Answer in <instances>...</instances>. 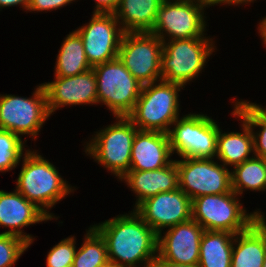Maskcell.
I'll use <instances>...</instances> for the list:
<instances>
[{"label":"cell","mask_w":266,"mask_h":267,"mask_svg":"<svg viewBox=\"0 0 266 267\" xmlns=\"http://www.w3.org/2000/svg\"><path fill=\"white\" fill-rule=\"evenodd\" d=\"M93 227L105 240L109 261L127 267L152 266L158 234L134 210Z\"/></svg>","instance_id":"6da1fadb"},{"label":"cell","mask_w":266,"mask_h":267,"mask_svg":"<svg viewBox=\"0 0 266 267\" xmlns=\"http://www.w3.org/2000/svg\"><path fill=\"white\" fill-rule=\"evenodd\" d=\"M23 164L17 178L16 190L33 202L51 220L58 219L47 209L74 191L49 160L37 152L25 150Z\"/></svg>","instance_id":"7a4b0ae2"},{"label":"cell","mask_w":266,"mask_h":267,"mask_svg":"<svg viewBox=\"0 0 266 267\" xmlns=\"http://www.w3.org/2000/svg\"><path fill=\"white\" fill-rule=\"evenodd\" d=\"M181 88L185 86L163 80L143 85L135 107L127 117L138 130L168 133L179 118L178 92Z\"/></svg>","instance_id":"3957f363"},{"label":"cell","mask_w":266,"mask_h":267,"mask_svg":"<svg viewBox=\"0 0 266 267\" xmlns=\"http://www.w3.org/2000/svg\"><path fill=\"white\" fill-rule=\"evenodd\" d=\"M232 190L223 194L202 195L192 200V219L204 230L237 234L247 230L261 212L247 213Z\"/></svg>","instance_id":"277c9868"},{"label":"cell","mask_w":266,"mask_h":267,"mask_svg":"<svg viewBox=\"0 0 266 267\" xmlns=\"http://www.w3.org/2000/svg\"><path fill=\"white\" fill-rule=\"evenodd\" d=\"M115 118L117 122L96 132L87 142L85 153L120 180L130 170L131 149L138 129L128 117Z\"/></svg>","instance_id":"5b68a950"},{"label":"cell","mask_w":266,"mask_h":267,"mask_svg":"<svg viewBox=\"0 0 266 267\" xmlns=\"http://www.w3.org/2000/svg\"><path fill=\"white\" fill-rule=\"evenodd\" d=\"M213 39L198 37L163 42L161 80L182 86L198 77L215 50Z\"/></svg>","instance_id":"8992f818"},{"label":"cell","mask_w":266,"mask_h":267,"mask_svg":"<svg viewBox=\"0 0 266 267\" xmlns=\"http://www.w3.org/2000/svg\"><path fill=\"white\" fill-rule=\"evenodd\" d=\"M93 68L97 82L98 103H103L115 117H127L134 109L143 85L117 57Z\"/></svg>","instance_id":"52a82bcc"},{"label":"cell","mask_w":266,"mask_h":267,"mask_svg":"<svg viewBox=\"0 0 266 267\" xmlns=\"http://www.w3.org/2000/svg\"><path fill=\"white\" fill-rule=\"evenodd\" d=\"M206 114H188L178 118L169 129L168 138L172 154L181 158L216 157L219 126Z\"/></svg>","instance_id":"ba28073f"},{"label":"cell","mask_w":266,"mask_h":267,"mask_svg":"<svg viewBox=\"0 0 266 267\" xmlns=\"http://www.w3.org/2000/svg\"><path fill=\"white\" fill-rule=\"evenodd\" d=\"M30 98L15 95H0V129L16 135H37L50 117L47 95L42 84L38 85Z\"/></svg>","instance_id":"9c48e42d"},{"label":"cell","mask_w":266,"mask_h":267,"mask_svg":"<svg viewBox=\"0 0 266 267\" xmlns=\"http://www.w3.org/2000/svg\"><path fill=\"white\" fill-rule=\"evenodd\" d=\"M163 42L150 32L124 33L118 58L125 68L142 84L161 80Z\"/></svg>","instance_id":"30bf717a"},{"label":"cell","mask_w":266,"mask_h":267,"mask_svg":"<svg viewBox=\"0 0 266 267\" xmlns=\"http://www.w3.org/2000/svg\"><path fill=\"white\" fill-rule=\"evenodd\" d=\"M204 9L200 1H163L150 33L162 42L166 34L168 40L205 37Z\"/></svg>","instance_id":"8fae6325"},{"label":"cell","mask_w":266,"mask_h":267,"mask_svg":"<svg viewBox=\"0 0 266 267\" xmlns=\"http://www.w3.org/2000/svg\"><path fill=\"white\" fill-rule=\"evenodd\" d=\"M179 188L191 199L232 191L231 172L212 158L176 160Z\"/></svg>","instance_id":"7c38bea8"},{"label":"cell","mask_w":266,"mask_h":267,"mask_svg":"<svg viewBox=\"0 0 266 267\" xmlns=\"http://www.w3.org/2000/svg\"><path fill=\"white\" fill-rule=\"evenodd\" d=\"M76 31L82 38L91 67L118 57L124 31L114 14L93 13L89 23Z\"/></svg>","instance_id":"4fadbf2b"},{"label":"cell","mask_w":266,"mask_h":267,"mask_svg":"<svg viewBox=\"0 0 266 267\" xmlns=\"http://www.w3.org/2000/svg\"><path fill=\"white\" fill-rule=\"evenodd\" d=\"M157 234L192 219V200L180 189L161 192L133 209Z\"/></svg>","instance_id":"5bb4252c"},{"label":"cell","mask_w":266,"mask_h":267,"mask_svg":"<svg viewBox=\"0 0 266 267\" xmlns=\"http://www.w3.org/2000/svg\"><path fill=\"white\" fill-rule=\"evenodd\" d=\"M47 106L50 115L67 105L98 104L97 82L93 68L71 77H57L45 82Z\"/></svg>","instance_id":"9a60e30c"},{"label":"cell","mask_w":266,"mask_h":267,"mask_svg":"<svg viewBox=\"0 0 266 267\" xmlns=\"http://www.w3.org/2000/svg\"><path fill=\"white\" fill-rule=\"evenodd\" d=\"M204 231L193 219L169 227L164 236L158 234L157 254L172 263L198 264L200 240Z\"/></svg>","instance_id":"2e32d148"},{"label":"cell","mask_w":266,"mask_h":267,"mask_svg":"<svg viewBox=\"0 0 266 267\" xmlns=\"http://www.w3.org/2000/svg\"><path fill=\"white\" fill-rule=\"evenodd\" d=\"M48 220L51 219L16 189L13 192L0 190V226L10 228L3 234L18 236L31 246L34 239L22 232V228Z\"/></svg>","instance_id":"e0dca14e"},{"label":"cell","mask_w":266,"mask_h":267,"mask_svg":"<svg viewBox=\"0 0 266 267\" xmlns=\"http://www.w3.org/2000/svg\"><path fill=\"white\" fill-rule=\"evenodd\" d=\"M172 150L167 133L138 130L131 149V167L134 171L157 170L171 164Z\"/></svg>","instance_id":"ac0fdd59"},{"label":"cell","mask_w":266,"mask_h":267,"mask_svg":"<svg viewBox=\"0 0 266 267\" xmlns=\"http://www.w3.org/2000/svg\"><path fill=\"white\" fill-rule=\"evenodd\" d=\"M136 194L135 208L144 200L161 192H170L179 188L176 160L171 164L147 171L129 170L121 179Z\"/></svg>","instance_id":"d6986e66"},{"label":"cell","mask_w":266,"mask_h":267,"mask_svg":"<svg viewBox=\"0 0 266 267\" xmlns=\"http://www.w3.org/2000/svg\"><path fill=\"white\" fill-rule=\"evenodd\" d=\"M265 219L261 214L247 230L235 234L231 267H263L266 255Z\"/></svg>","instance_id":"ffe728a7"},{"label":"cell","mask_w":266,"mask_h":267,"mask_svg":"<svg viewBox=\"0 0 266 267\" xmlns=\"http://www.w3.org/2000/svg\"><path fill=\"white\" fill-rule=\"evenodd\" d=\"M162 2L163 0H120L113 14L124 33L151 32Z\"/></svg>","instance_id":"44dd1931"},{"label":"cell","mask_w":266,"mask_h":267,"mask_svg":"<svg viewBox=\"0 0 266 267\" xmlns=\"http://www.w3.org/2000/svg\"><path fill=\"white\" fill-rule=\"evenodd\" d=\"M235 234L205 230L200 240V267H231Z\"/></svg>","instance_id":"7402d4cb"},{"label":"cell","mask_w":266,"mask_h":267,"mask_svg":"<svg viewBox=\"0 0 266 267\" xmlns=\"http://www.w3.org/2000/svg\"><path fill=\"white\" fill-rule=\"evenodd\" d=\"M241 122L243 133H222V130L219 128L216 158L226 167L228 165L235 167L252 158L249 157L250 153L254 152L251 128L244 120L241 119Z\"/></svg>","instance_id":"603a6c76"},{"label":"cell","mask_w":266,"mask_h":267,"mask_svg":"<svg viewBox=\"0 0 266 267\" xmlns=\"http://www.w3.org/2000/svg\"><path fill=\"white\" fill-rule=\"evenodd\" d=\"M58 53L54 76L71 77L92 68L87 61L82 38L76 29L67 35Z\"/></svg>","instance_id":"cb8c5ba5"},{"label":"cell","mask_w":266,"mask_h":267,"mask_svg":"<svg viewBox=\"0 0 266 267\" xmlns=\"http://www.w3.org/2000/svg\"><path fill=\"white\" fill-rule=\"evenodd\" d=\"M231 187L238 196L246 189L265 191L266 159L252 155V158L235 166L231 171Z\"/></svg>","instance_id":"d4e9b609"},{"label":"cell","mask_w":266,"mask_h":267,"mask_svg":"<svg viewBox=\"0 0 266 267\" xmlns=\"http://www.w3.org/2000/svg\"><path fill=\"white\" fill-rule=\"evenodd\" d=\"M232 115L244 120L251 128L253 136V154L266 159V108L250 101L235 99ZM261 128L255 133L254 128Z\"/></svg>","instance_id":"484cf974"},{"label":"cell","mask_w":266,"mask_h":267,"mask_svg":"<svg viewBox=\"0 0 266 267\" xmlns=\"http://www.w3.org/2000/svg\"><path fill=\"white\" fill-rule=\"evenodd\" d=\"M86 232L83 244L76 251L72 267H102L108 261L105 240L93 226Z\"/></svg>","instance_id":"4316f807"},{"label":"cell","mask_w":266,"mask_h":267,"mask_svg":"<svg viewBox=\"0 0 266 267\" xmlns=\"http://www.w3.org/2000/svg\"><path fill=\"white\" fill-rule=\"evenodd\" d=\"M24 142L21 136L11 131L0 129V172L16 168L23 157Z\"/></svg>","instance_id":"83f0119b"},{"label":"cell","mask_w":266,"mask_h":267,"mask_svg":"<svg viewBox=\"0 0 266 267\" xmlns=\"http://www.w3.org/2000/svg\"><path fill=\"white\" fill-rule=\"evenodd\" d=\"M29 246L18 236L0 233V267H12Z\"/></svg>","instance_id":"f1b7e54d"},{"label":"cell","mask_w":266,"mask_h":267,"mask_svg":"<svg viewBox=\"0 0 266 267\" xmlns=\"http://www.w3.org/2000/svg\"><path fill=\"white\" fill-rule=\"evenodd\" d=\"M75 237H67L53 246L47 254V267H72L76 254Z\"/></svg>","instance_id":"f546056e"},{"label":"cell","mask_w":266,"mask_h":267,"mask_svg":"<svg viewBox=\"0 0 266 267\" xmlns=\"http://www.w3.org/2000/svg\"><path fill=\"white\" fill-rule=\"evenodd\" d=\"M75 0H30L28 11H50L56 10Z\"/></svg>","instance_id":"4dcf8cb0"},{"label":"cell","mask_w":266,"mask_h":267,"mask_svg":"<svg viewBox=\"0 0 266 267\" xmlns=\"http://www.w3.org/2000/svg\"><path fill=\"white\" fill-rule=\"evenodd\" d=\"M120 0H95L96 7L93 13L113 14Z\"/></svg>","instance_id":"1f68e13d"},{"label":"cell","mask_w":266,"mask_h":267,"mask_svg":"<svg viewBox=\"0 0 266 267\" xmlns=\"http://www.w3.org/2000/svg\"><path fill=\"white\" fill-rule=\"evenodd\" d=\"M151 267H200V266L198 264L187 265V264H180V263H172L161 258L157 254L156 258L152 262Z\"/></svg>","instance_id":"d6a6232c"},{"label":"cell","mask_w":266,"mask_h":267,"mask_svg":"<svg viewBox=\"0 0 266 267\" xmlns=\"http://www.w3.org/2000/svg\"><path fill=\"white\" fill-rule=\"evenodd\" d=\"M30 0H0V10L2 8L11 7V6H21L23 9L27 10L29 6Z\"/></svg>","instance_id":"836d02e7"},{"label":"cell","mask_w":266,"mask_h":267,"mask_svg":"<svg viewBox=\"0 0 266 267\" xmlns=\"http://www.w3.org/2000/svg\"><path fill=\"white\" fill-rule=\"evenodd\" d=\"M200 2L203 4L204 8L209 6H214L215 4H229V5H238L240 4V0H200Z\"/></svg>","instance_id":"e575fe53"},{"label":"cell","mask_w":266,"mask_h":267,"mask_svg":"<svg viewBox=\"0 0 266 267\" xmlns=\"http://www.w3.org/2000/svg\"><path fill=\"white\" fill-rule=\"evenodd\" d=\"M258 30L261 35V39H263V44L266 46V17L263 18L262 21L259 23Z\"/></svg>","instance_id":"d590c367"},{"label":"cell","mask_w":266,"mask_h":267,"mask_svg":"<svg viewBox=\"0 0 266 267\" xmlns=\"http://www.w3.org/2000/svg\"><path fill=\"white\" fill-rule=\"evenodd\" d=\"M102 267H127V266H124V265H121V264H118V263H115V262L108 260Z\"/></svg>","instance_id":"8d00e7d4"},{"label":"cell","mask_w":266,"mask_h":267,"mask_svg":"<svg viewBox=\"0 0 266 267\" xmlns=\"http://www.w3.org/2000/svg\"><path fill=\"white\" fill-rule=\"evenodd\" d=\"M255 0H240V4H247V3H251Z\"/></svg>","instance_id":"74e56055"},{"label":"cell","mask_w":266,"mask_h":267,"mask_svg":"<svg viewBox=\"0 0 266 267\" xmlns=\"http://www.w3.org/2000/svg\"><path fill=\"white\" fill-rule=\"evenodd\" d=\"M163 1H200V0H163Z\"/></svg>","instance_id":"f35d334b"},{"label":"cell","mask_w":266,"mask_h":267,"mask_svg":"<svg viewBox=\"0 0 266 267\" xmlns=\"http://www.w3.org/2000/svg\"><path fill=\"white\" fill-rule=\"evenodd\" d=\"M263 267H266V255H265V258H264Z\"/></svg>","instance_id":"ab89813d"}]
</instances>
